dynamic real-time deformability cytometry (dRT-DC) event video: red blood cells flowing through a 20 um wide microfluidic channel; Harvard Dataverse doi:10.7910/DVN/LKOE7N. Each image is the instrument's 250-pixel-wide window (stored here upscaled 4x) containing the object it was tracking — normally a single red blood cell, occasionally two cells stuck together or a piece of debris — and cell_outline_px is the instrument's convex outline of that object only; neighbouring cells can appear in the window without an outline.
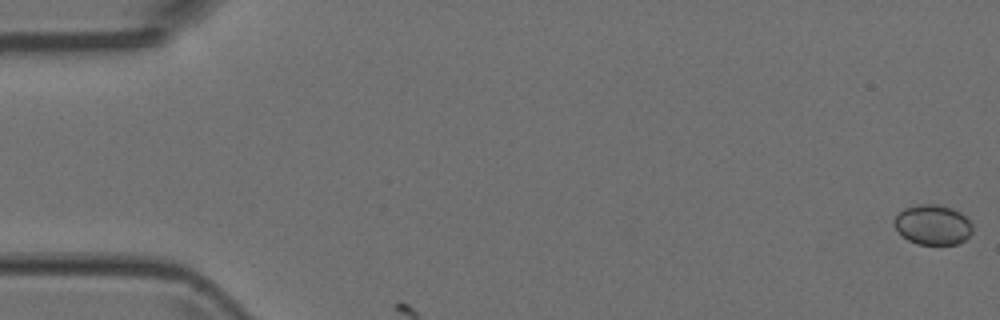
{"species": "Egyptian fruit bat (a non-hibernating species)", "species_latin": "Rousettus aegyptiacus", "temperature_condition": "room temperature", "stored_images_in_passage": 2, "camera_frame_rate_fps": 3000, "um_per_image_px": 0.085, "animal": {"sex": "female"}, "frame": {"image": 1, "passage_image": 1, "time_ms": 0.0, "image_size_px": [1000, 320], "cell_outline_px": [[972, 232], [960, 244], [916, 244], [908, 240], [892, 224], [892, 220], [904, 208], [916, 204], [936, 204], [952, 208], [960, 212], [972, 224]], "centroid_in_image_um": [79.27, 19.1], "position_along_channel_um": 5.7, "area_um2": 18.26}}